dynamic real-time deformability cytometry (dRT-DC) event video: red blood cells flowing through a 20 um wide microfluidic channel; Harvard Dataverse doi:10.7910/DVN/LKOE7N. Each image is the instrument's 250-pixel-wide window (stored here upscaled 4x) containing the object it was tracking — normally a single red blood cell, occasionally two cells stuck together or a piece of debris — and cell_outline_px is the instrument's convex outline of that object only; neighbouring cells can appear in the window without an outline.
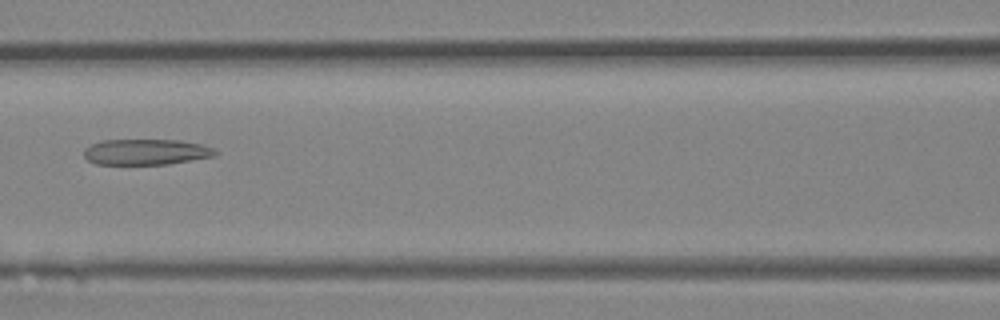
{"species": "Egyptian fruit bat (a non-hibernating species)", "species_latin": "Rousettus aegyptiacus", "temperature_condition": "room temperature", "stored_images_in_passage": 24, "camera_frame_rate_fps": 3000, "um_per_image_px": 0.085, "animal": {"sex": "female"}, "frame": {"image": 1, "passage_image": 7, "time_ms": 2.0, "image_size_px": [1000, 320], "cell_outline_px": [[220, 152], [216, 156], [168, 164], [96, 164], [88, 160], [84, 156], [84, 148], [92, 144], [104, 140], [180, 140], [204, 144]], "centroid_in_image_um": [12.46, 12.91], "position_along_channel_um": 154.1, "area_um2": 19.83}}
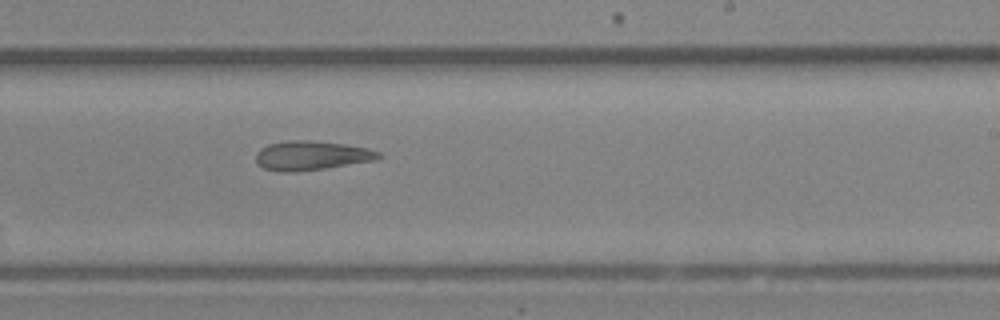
{"frame": {"image": 2, "passage_image": 13, "time_ms": 4.0, "image_size_px": [1000, 320], "cell_outline_px": [[384, 156], [376, 160], [324, 168], [296, 172], [276, 172], [264, 168], [256, 160], [256, 152], [260, 148], [268, 144], [288, 140], [312, 140], [344, 144], [368, 148], [380, 152]], "centroid_in_image_um": [26.48, 13.22], "position_along_channel_um": 262.5, "area_um2": 21.04}}
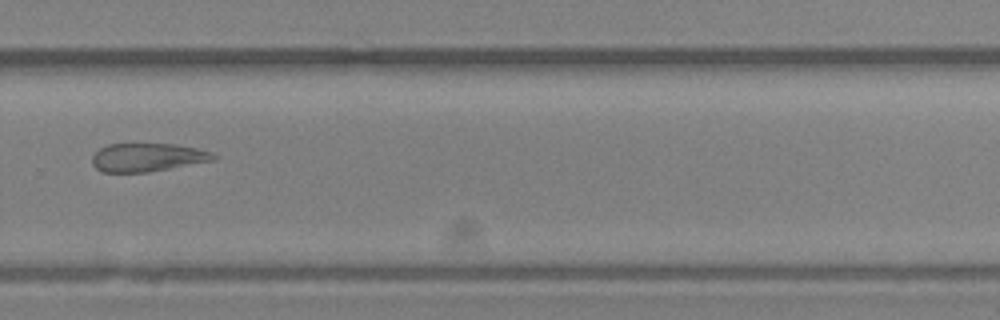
{"frame": {"image": 3, "passage_image": 16, "time_ms": 5.0, "image_size_px": [1000, 320], "cell_outline_px": [[216, 160], [148, 172], [104, 172], [96, 168], [92, 164], [92, 156], [100, 148], [108, 144], [172, 144], [196, 148], [212, 152], [216, 156]], "centroid_in_image_um": [12.53, 13.38], "position_along_channel_um": 317.3, "area_um2": 19.94}}